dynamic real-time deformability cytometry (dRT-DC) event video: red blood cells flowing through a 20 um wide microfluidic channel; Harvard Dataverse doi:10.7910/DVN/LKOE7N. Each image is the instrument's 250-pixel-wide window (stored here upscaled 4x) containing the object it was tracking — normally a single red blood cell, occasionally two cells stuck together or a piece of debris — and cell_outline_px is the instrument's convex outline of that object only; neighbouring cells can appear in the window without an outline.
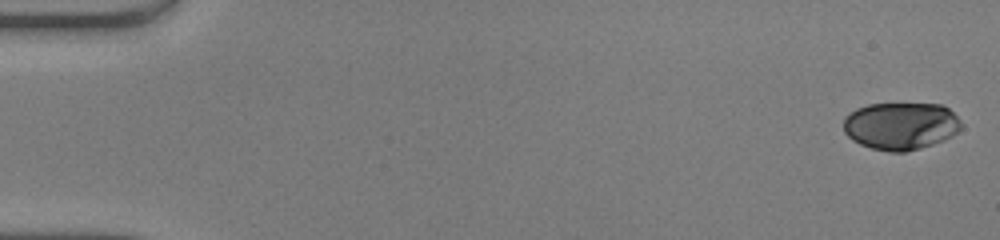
{"species": "human", "species_latin": "Homo sapiens", "temperature_condition": "warm", "stored_images_in_passage": 49, "camera_frame_rate_fps": 3000, "um_per_image_px": 0.085, "donor": {"sex": "male"}, "frame": {"image": 1, "passage_image": 1, "time_ms": 0.0, "image_size_px": [1000, 240], "cell_outline_px": [[964, 124], [952, 136], [944, 140], [920, 148], [904, 152], [888, 152], [872, 148], [860, 144], [852, 140], [844, 132], [844, 116], [856, 108], [868, 104], [940, 104], [948, 108]], "centroid_in_image_um": [76.55, 10.7], "position_along_channel_um": 8.4, "area_um2": 32.66}}
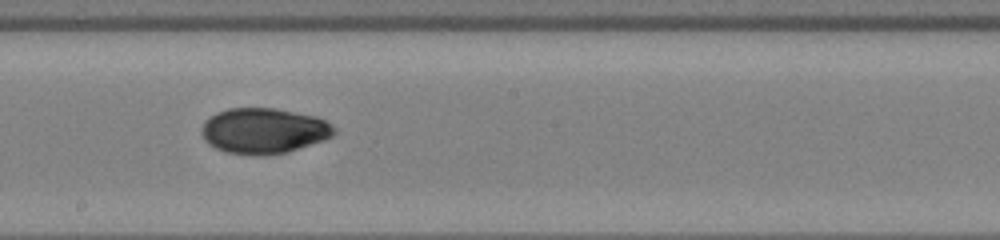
{"frame": {"image": 2, "passage_image": 28, "time_ms": 9.0, "image_size_px": [1000, 240], "cell_outline_px": [[336, 132], [332, 136], [324, 140], [288, 152], [260, 156], [252, 156], [224, 152], [208, 144], [204, 140], [200, 132], [200, 128], [204, 120], [216, 112], [228, 108], [276, 108], [316, 116], [324, 120], [336, 128]], "centroid_in_image_um": [22.38, 11.12], "position_along_channel_um": 225.8, "area_um2": 35.72}}
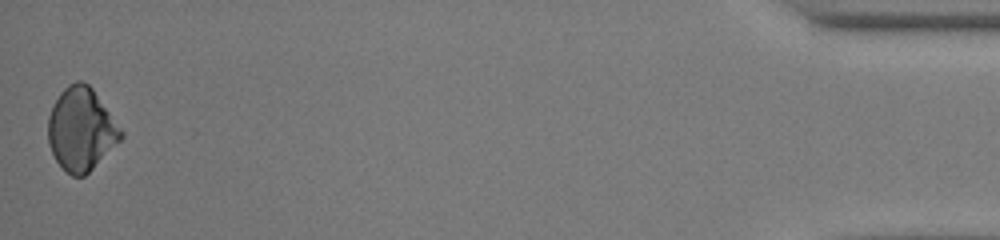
{"frame": {"image": 3, "passage_image": 49, "time_ms": 16.0, "image_size_px": [1000, 240], "cell_outline_px": [[124, 136], [84, 176], [72, 176], [56, 160], [48, 144], [48, 116], [60, 92], [68, 84], [76, 80], [80, 80], [88, 84], [92, 88], [124, 132]], "centroid_in_image_um": [6.89, 10.96], "position_along_channel_um": 428.3, "area_um2": 34.74}, "authors_computed_cell_mechanics": {"area_um2": 34.4488, "velocity_mm_per_s": 4.2068, "shape_relaxation_time_tau1_ms": 4.7548, "shape_relaxation_time_tau2_ms": null, "deformation_change_tau1": 0.1338, "deformation_change_tau2": null}}